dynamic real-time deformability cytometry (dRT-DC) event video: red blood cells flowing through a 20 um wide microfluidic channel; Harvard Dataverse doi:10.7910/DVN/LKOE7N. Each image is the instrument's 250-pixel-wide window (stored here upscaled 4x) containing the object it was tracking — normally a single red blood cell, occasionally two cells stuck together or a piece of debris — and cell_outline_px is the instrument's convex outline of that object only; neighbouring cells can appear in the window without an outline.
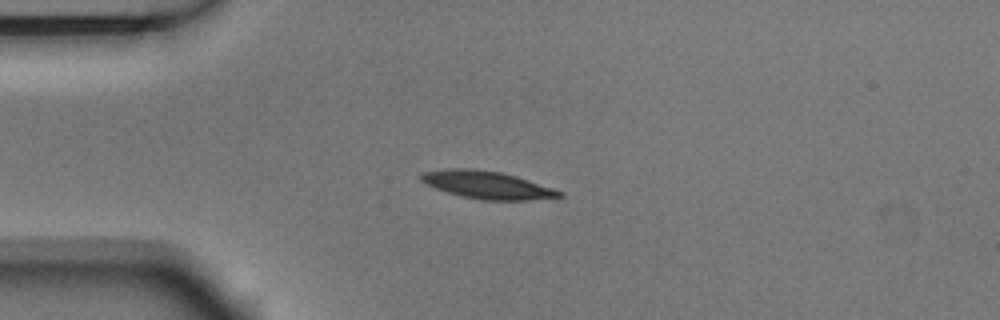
{"species": "Egyptian fruit bat (a non-hibernating species)", "species_latin": "Rousettus aegyptiacus", "temperature_condition": "room temperature", "stored_images_in_passage": 42, "camera_frame_rate_fps": 3000, "um_per_image_px": 0.085, "animal": {"sex": "male"}, "frame": {"image": 1, "passage_image": 1, "time_ms": 0.0, "image_size_px": [1000, 320], "cell_outline_px": [[564, 196], [528, 200], [480, 200], [460, 196], [424, 184], [416, 176], [420, 172], [452, 168], [472, 168], [500, 172], [516, 176], [564, 192]], "centroid_in_image_um": [41.33, 15.71], "position_along_channel_um": 43.7, "area_um2": 22.37}}
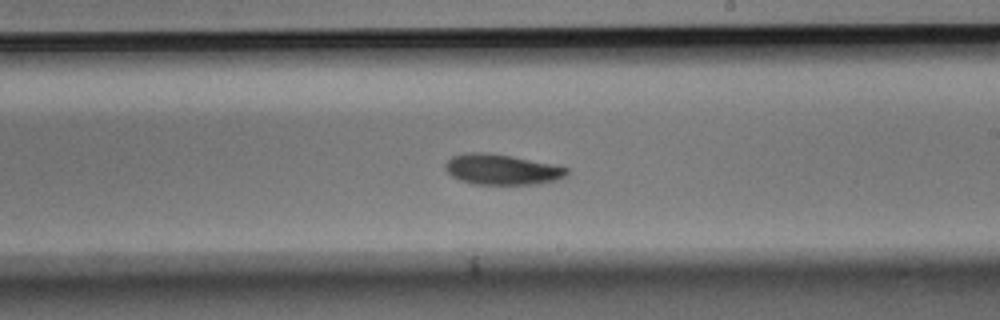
{"frame": {"image": 2, "passage_image": 19, "time_ms": 6.0, "image_size_px": [1000, 320], "cell_outline_px": [[568, 176], [556, 180], [536, 184], [472, 184], [460, 180], [452, 176], [444, 168], [444, 164], [452, 156], [464, 152], [488, 152], [512, 156], [552, 164], [568, 168]], "centroid_in_image_um": [42.63, 14.4], "position_along_channel_um": 246.4, "area_um2": 21.73}}
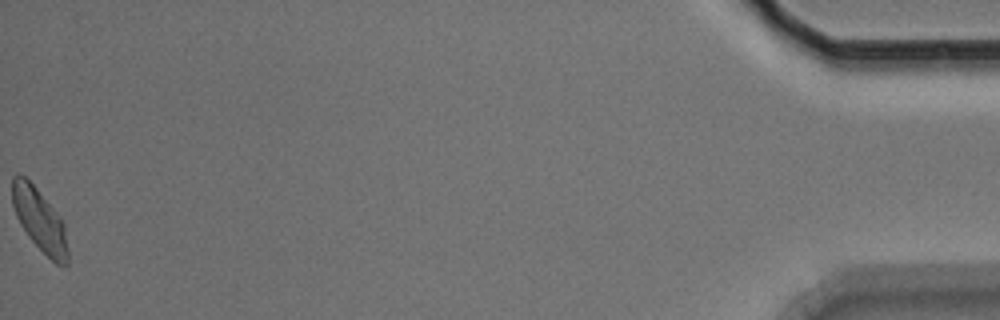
{"frame": {"image": 3, "passage_image": 42, "time_ms": 13.667, "image_size_px": [1000, 320], "cell_outline_px": [[68, 264], [64, 268], [56, 264], [28, 236], [20, 224], [16, 216], [12, 204], [12, 176], [16, 172], [20, 172], [36, 188], [52, 208], [64, 224], [68, 248]], "centroid_in_image_um": [3.35, 18.7], "position_along_channel_um": 431.8, "area_um2": 20.11}, "authors_computed_cell_mechanics": {"area_um2": 21.5883, "velocity_mm_per_s": 3.7167, "shape_relaxation_time_tau1_ms": 2.3951, "shape_relaxation_time_tau2_ms": null, "deformation_change_tau1": 0.1349, "deformation_change_tau2": null}}